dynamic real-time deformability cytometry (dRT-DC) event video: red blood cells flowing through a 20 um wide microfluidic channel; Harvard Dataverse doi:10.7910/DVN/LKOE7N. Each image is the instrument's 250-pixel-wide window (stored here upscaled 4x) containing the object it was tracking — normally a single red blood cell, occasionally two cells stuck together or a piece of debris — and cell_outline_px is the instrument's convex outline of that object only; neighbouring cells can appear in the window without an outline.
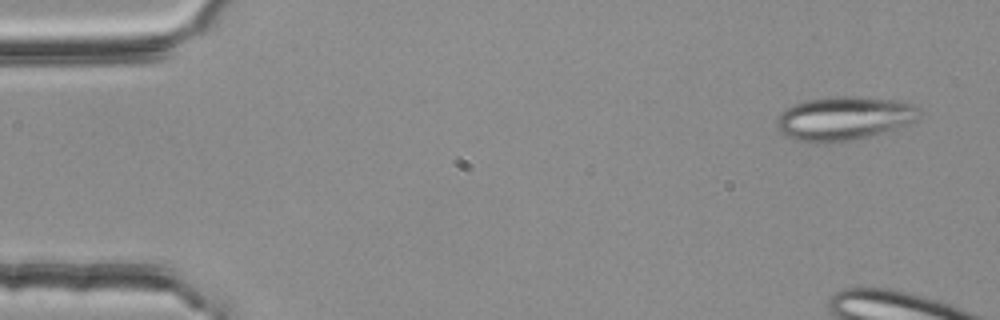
{"species": "common noctule bat (a hibernating species)", "species_latin": "Nyctalus noctula", "temperature_condition": "room temperature", "stored_images_in_passage": 5, "camera_frame_rate_fps": 3000, "um_per_image_px": 0.085, "animal": {"sex": "female", "body_mass_g": 25.1}, "frame": {"image": 1, "passage_image": 1, "time_ms": 0.0, "image_size_px": [1000, 320], "cell_outline_px": [[920, 112], [912, 120], [904, 124], [868, 136], [852, 140], [832, 144], [812, 144], [792, 140], [784, 136], [780, 132], [776, 124], [776, 120], [780, 112], [784, 108], [792, 104], [808, 100], [828, 96], [864, 96], [908, 100], [916, 104], [920, 108]], "centroid_in_image_um": [71.67, 10.05], "position_along_channel_um": 13.3, "area_um2": 37.22}}